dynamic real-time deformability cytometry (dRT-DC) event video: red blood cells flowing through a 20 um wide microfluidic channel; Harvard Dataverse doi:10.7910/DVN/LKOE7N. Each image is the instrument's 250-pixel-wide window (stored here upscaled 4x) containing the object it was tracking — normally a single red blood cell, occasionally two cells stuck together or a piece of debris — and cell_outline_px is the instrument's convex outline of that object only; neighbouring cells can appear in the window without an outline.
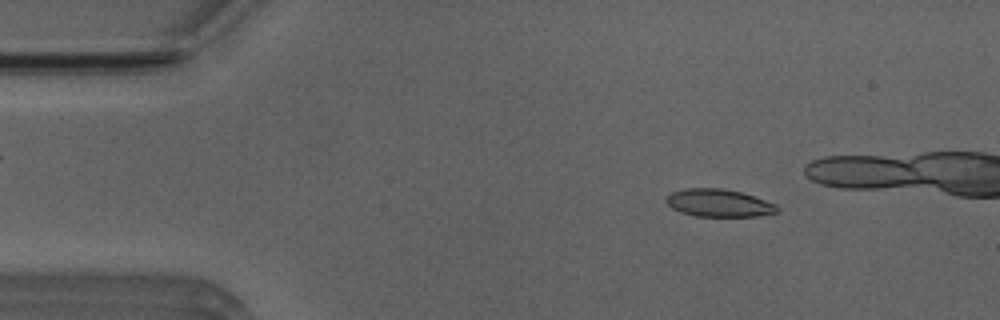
{"species": "Egyptian fruit bat (a non-hibernating species)", "species_latin": "Rousettus aegyptiacus", "temperature_condition": "room temperature", "stored_images_in_passage": 41, "camera_frame_rate_fps": 3000, "um_per_image_px": 0.085, "animal": {"sex": "male"}, "frame": {"image": 1, "passage_image": 7, "time_ms": 2.0, "image_size_px": [1000, 320], "cell_outline_px": [[780, 208], [776, 212], [756, 216], [696, 216], [680, 212], [672, 208], [664, 200], [672, 192], [684, 188], [720, 188], [740, 192], [776, 204]], "centroid_in_image_um": [61.07, 17.25], "position_along_channel_um": 23.9, "area_um2": 17.69}}
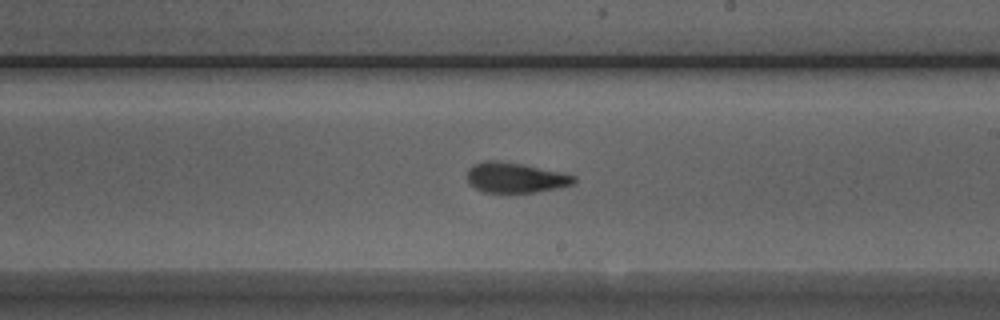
{"frame": {"image": 2, "passage_image": 29, "time_ms": 9.333, "image_size_px": [1000, 320], "cell_outline_px": [[576, 184], [536, 192], [484, 192], [468, 184], [468, 168], [472, 164], [484, 160], [496, 160], [520, 164], [560, 172], [576, 176]], "centroid_in_image_um": [43.79, 15.1], "position_along_channel_um": 245.2, "area_um2": 18.73}}
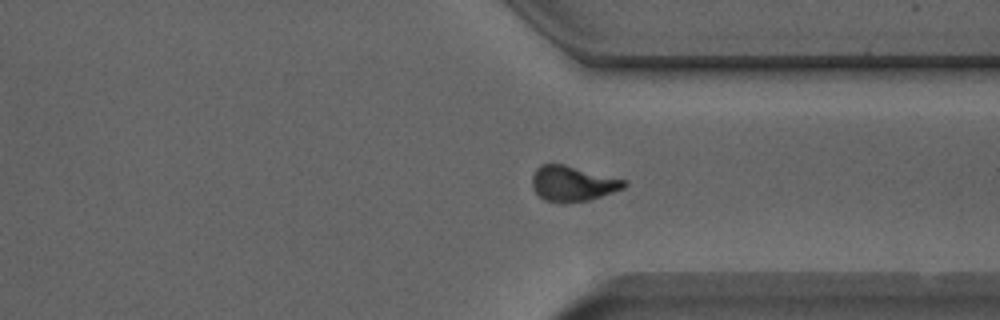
{"frame": {"image": 3, "passage_image": 38, "time_ms": 12.333, "image_size_px": [1000, 320], "cell_outline_px": [[628, 184], [624, 188], [588, 200], [560, 204], [544, 200], [532, 188], [532, 176], [536, 168], [540, 164], [564, 164], [628, 180]], "centroid_in_image_um": [48.67, 15.6], "position_along_channel_um": 362.7, "area_um2": 19.13}}